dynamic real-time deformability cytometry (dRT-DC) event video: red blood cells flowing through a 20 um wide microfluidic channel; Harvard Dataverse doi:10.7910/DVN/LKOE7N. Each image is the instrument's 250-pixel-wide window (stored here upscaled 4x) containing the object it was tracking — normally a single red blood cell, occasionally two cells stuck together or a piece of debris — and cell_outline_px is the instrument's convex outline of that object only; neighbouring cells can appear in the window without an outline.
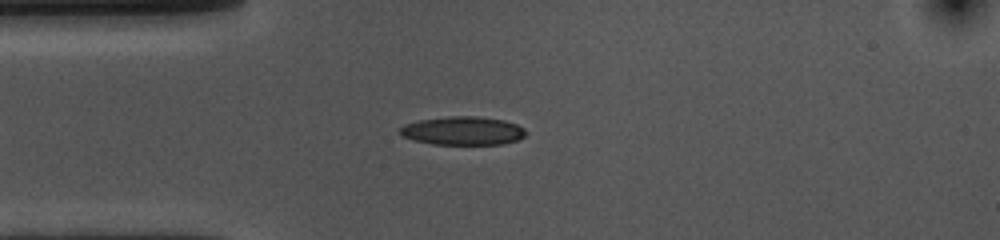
{"species": "common noctule bat (a hibernating species)", "species_latin": "Nyctalus noctula", "temperature_condition": "cold", "stored_images_in_passage": 53, "camera_frame_rate_fps": 3000, "um_per_image_px": 0.085, "animal": {"sex": "female", "body_mass_g": 10.0, "forearm_length_mm": 53.1}, "frame": {"image": 1, "passage_image": 12, "time_ms": 3.667, "image_size_px": [1000, 240], "cell_outline_px": [[524, 136], [516, 140], [504, 144], [432, 144], [412, 140], [400, 136], [396, 132], [404, 124], [420, 120], [448, 116], [476, 116], [504, 120], [516, 124], [524, 128]], "centroid_in_image_um": [39.27, 11.12], "position_along_channel_um": 45.7, "area_um2": 20.98}}
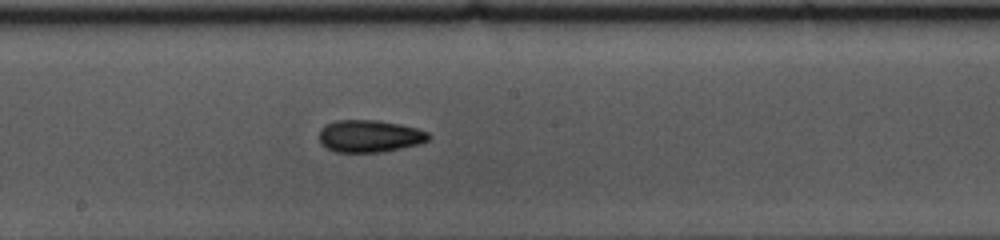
{"frame": {"image": 2, "passage_image": 27, "time_ms": 8.667, "image_size_px": [1000, 240], "cell_outline_px": [[428, 140], [416, 144], [400, 148], [380, 152], [336, 152], [320, 144], [320, 128], [324, 124], [336, 120], [376, 120], [400, 124], [416, 128], [428, 132]], "centroid_in_image_um": [31.35, 11.56], "position_along_channel_um": 216.8, "area_um2": 20.4}}
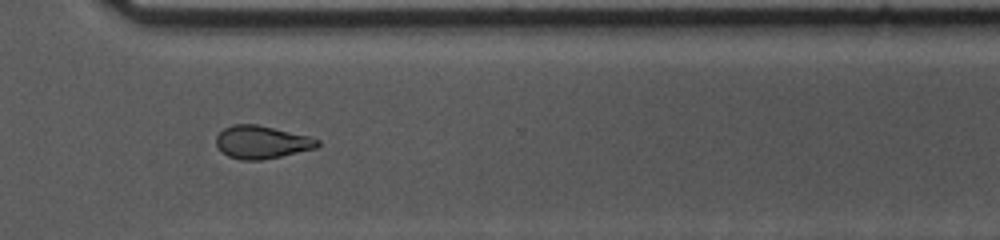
{"frame": {"image": 3, "passage_image": 38, "time_ms": 12.333, "image_size_px": [1000, 240], "cell_outline_px": [[320, 144], [316, 148], [280, 156], [260, 160], [240, 160], [228, 156], [216, 144], [216, 136], [224, 128], [232, 124], [256, 124], [312, 136], [320, 140]], "centroid_in_image_um": [22.27, 12.07], "position_along_channel_um": 348.3, "area_um2": 19.42}, "authors_computed_cell_mechanics": {"area_um2": 19.941, "velocity_mm_per_s": 3.6022, "shape_relaxation_time_tau1_ms": null, "shape_relaxation_time_tau2_ms": 5.831, "deformation_change_tau1": null, "deformation_change_tau2": 0.1323}}